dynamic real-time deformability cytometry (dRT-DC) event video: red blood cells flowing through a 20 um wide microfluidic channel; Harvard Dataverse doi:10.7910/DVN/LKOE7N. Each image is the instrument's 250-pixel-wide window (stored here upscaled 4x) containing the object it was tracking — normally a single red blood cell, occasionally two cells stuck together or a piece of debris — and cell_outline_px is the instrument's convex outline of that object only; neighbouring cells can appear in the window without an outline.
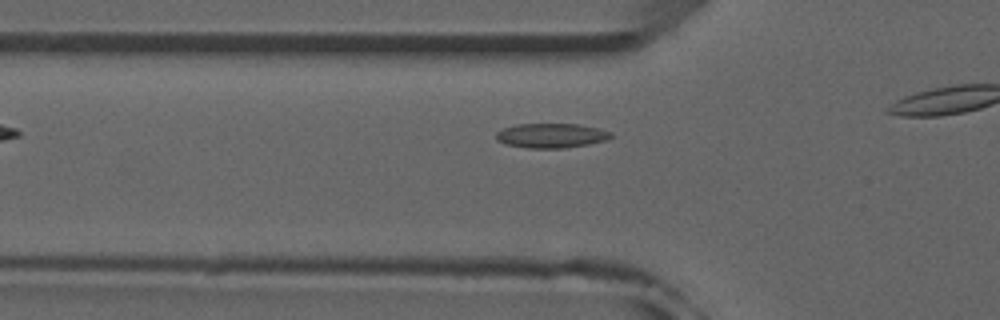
{"species": "common noctule bat (a hibernating species)", "species_latin": "Nyctalus noctula", "temperature_condition": "room temperature", "stored_images_in_passage": 15, "camera_frame_rate_fps": 3000, "um_per_image_px": 0.085, "animal": {"sex": "male", "forearm_length_mm": 52.5}, "frame": {"image": 1, "passage_image": 3, "time_ms": 0.667, "image_size_px": [1000, 320], "cell_outline_px": [[612, 136], [608, 140], [588, 144], [564, 148], [528, 148], [504, 144], [496, 140], [496, 132], [504, 128], [516, 124], [580, 124], [612, 132]], "centroid_in_image_um": [46.84, 11.53], "position_along_channel_um": 79.0, "area_um2": 16.47}}
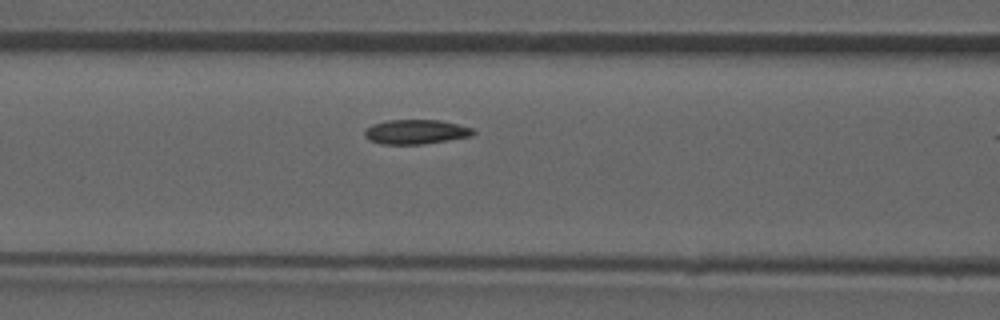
{"frame": {"image": 2, "passage_image": 7, "time_ms": 2.0, "image_size_px": [1000, 320], "cell_outline_px": [[476, 132], [472, 136], [424, 144], [384, 144], [368, 140], [364, 136], [364, 132], [372, 124], [388, 120], [440, 120], [472, 128]], "centroid_in_image_um": [35.34, 11.21], "position_along_channel_um": 131.3, "area_um2": 15.43}}